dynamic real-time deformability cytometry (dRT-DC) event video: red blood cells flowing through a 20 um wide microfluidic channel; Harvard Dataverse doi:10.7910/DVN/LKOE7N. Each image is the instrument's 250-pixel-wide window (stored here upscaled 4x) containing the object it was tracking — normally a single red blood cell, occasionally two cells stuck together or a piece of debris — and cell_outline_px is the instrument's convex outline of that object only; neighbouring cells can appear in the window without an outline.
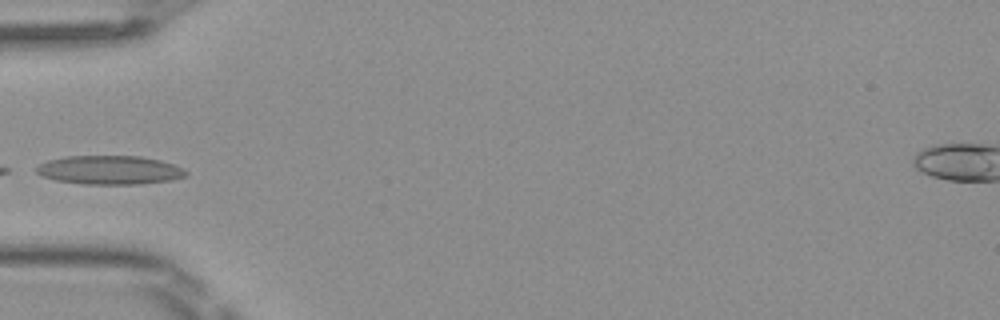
{"species": "Egyptian fruit bat (a non-hibernating species)", "species_latin": "Rousettus aegyptiacus", "temperature_condition": "room temperature", "stored_images_in_passage": 12, "camera_frame_rate_fps": 3000, "um_per_image_px": 0.085, "frame": {"image": 1, "passage_image": 1, "time_ms": 0.0, "image_size_px": [1000, 320], "cell_outline_px": [[188, 176], [172, 180], [140, 184], [84, 184], [56, 180], [40, 176], [36, 172], [36, 168], [40, 164], [48, 160], [64, 156], [140, 156], [160, 160], [172, 164], [188, 172]], "centroid_in_image_um": [9.31, 14.45], "position_along_channel_um": 75.7, "area_um2": 25.14}}